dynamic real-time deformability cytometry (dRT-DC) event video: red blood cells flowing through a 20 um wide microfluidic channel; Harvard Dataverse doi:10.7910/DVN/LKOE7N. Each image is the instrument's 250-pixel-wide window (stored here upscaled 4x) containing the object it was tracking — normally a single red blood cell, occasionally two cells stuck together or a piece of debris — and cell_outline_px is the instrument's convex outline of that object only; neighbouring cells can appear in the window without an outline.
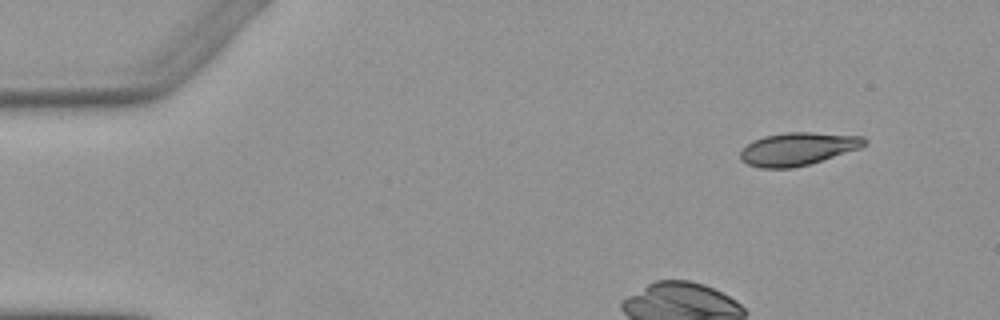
{"species": "Egyptian fruit bat (a non-hibernating species)", "species_latin": "Rousettus aegyptiacus", "temperature_condition": "warm", "stored_images_in_passage": 4, "camera_frame_rate_fps": 3000, "um_per_image_px": 0.085, "animal": {"sex": "female"}, "frame": {"image": 1, "passage_image": 1, "time_ms": 0.0, "image_size_px": [1000, 320], "cell_outline_px": [[868, 144], [860, 148], [808, 164], [792, 168], [760, 168], [748, 164], [740, 160], [740, 152], [752, 140], [764, 136], [784, 132], [812, 132], [864, 136], [868, 140]], "centroid_in_image_um": [67.82, 12.64], "position_along_channel_um": 17.2, "area_um2": 23.81}}
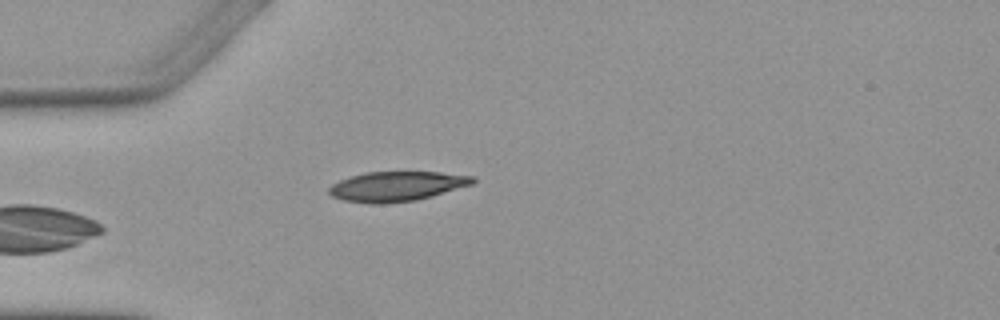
{"frame": {"image": 2, "passage_image": 4, "time_ms": 3.333, "image_size_px": [1000, 320], "cell_outline_px": [[476, 180], [472, 184], [432, 196], [416, 200], [384, 204], [368, 204], [344, 200], [332, 196], [328, 192], [328, 188], [332, 184], [340, 180], [364, 172], [440, 172], [476, 176]], "centroid_in_image_um": [33.72, 15.84], "position_along_channel_um": 51.3, "area_um2": 25.03}}